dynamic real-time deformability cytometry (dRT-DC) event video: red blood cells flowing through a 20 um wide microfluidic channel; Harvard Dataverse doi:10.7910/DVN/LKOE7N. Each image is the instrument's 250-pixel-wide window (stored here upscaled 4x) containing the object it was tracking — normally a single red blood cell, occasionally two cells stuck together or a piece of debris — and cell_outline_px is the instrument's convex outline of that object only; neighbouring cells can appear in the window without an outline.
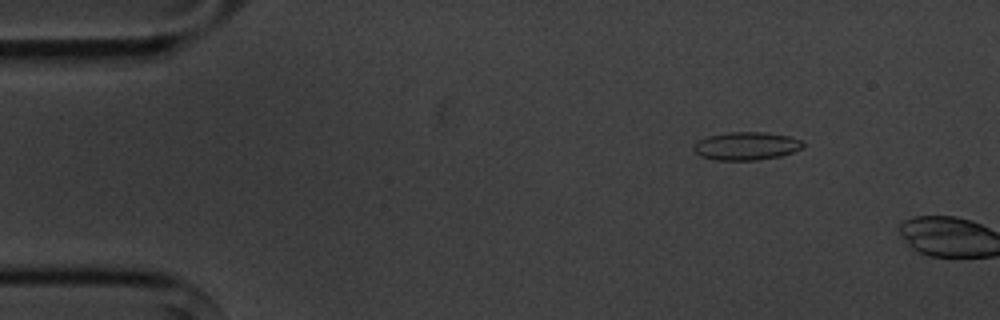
{"species": "common noctule bat (a hibernating species)", "species_latin": "Nyctalus noctula", "temperature_condition": "cold", "stored_images_in_passage": 3, "camera_frame_rate_fps": 3000, "um_per_image_px": 0.085, "animal": {"sex": "male", "body_mass_g": 20.1, "forearm_length_mm": 53.5}, "frame": {"image": 1, "passage_image": 2, "time_ms": 1.0, "image_size_px": [1000, 320], "cell_outline_px": [[804, 148], [780, 156], [756, 160], [716, 160], [700, 156], [692, 148], [696, 140], [708, 136], [728, 132], [764, 132], [788, 136], [800, 140], [804, 144]], "centroid_in_image_um": [63.41, 12.41], "position_along_channel_um": 21.6, "area_um2": 17.92}}